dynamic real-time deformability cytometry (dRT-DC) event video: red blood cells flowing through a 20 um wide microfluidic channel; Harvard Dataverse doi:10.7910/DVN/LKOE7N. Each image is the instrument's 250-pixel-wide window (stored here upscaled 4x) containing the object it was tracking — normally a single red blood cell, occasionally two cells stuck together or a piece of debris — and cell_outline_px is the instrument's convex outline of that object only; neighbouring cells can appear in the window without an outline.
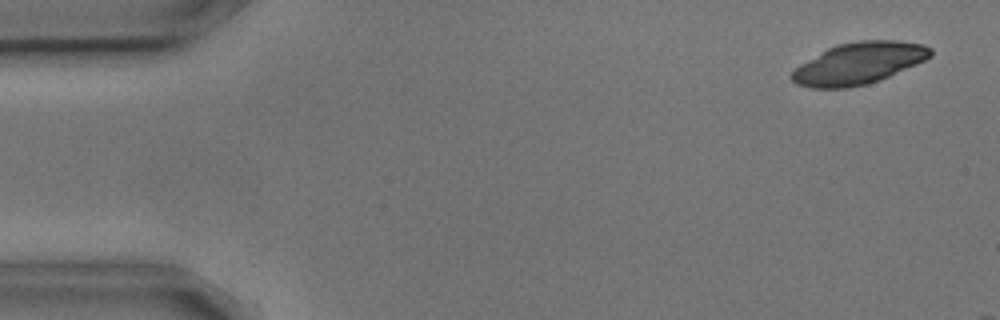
{"species": "common noctule bat (a hibernating species)", "species_latin": "Nyctalus noctula", "temperature_condition": "cold", "stored_images_in_passage": 5, "camera_frame_rate_fps": 3000, "um_per_image_px": 0.085, "animal": {"sex": "male", "body_mass_g": 17.9, "forearm_length_mm": 54.2}, "frame": {"image": 1, "passage_image": 1, "time_ms": 0.0, "image_size_px": [1000, 320], "cell_outline_px": [[932, 56], [916, 64], [880, 80], [868, 84], [848, 88], [812, 88], [796, 84], [788, 76], [800, 64], [828, 48], [840, 44], [860, 40], [896, 40], [924, 44], [932, 48]], "centroid_in_image_um": [73.0, 5.39], "position_along_channel_um": 12.0, "area_um2": 33.64}}